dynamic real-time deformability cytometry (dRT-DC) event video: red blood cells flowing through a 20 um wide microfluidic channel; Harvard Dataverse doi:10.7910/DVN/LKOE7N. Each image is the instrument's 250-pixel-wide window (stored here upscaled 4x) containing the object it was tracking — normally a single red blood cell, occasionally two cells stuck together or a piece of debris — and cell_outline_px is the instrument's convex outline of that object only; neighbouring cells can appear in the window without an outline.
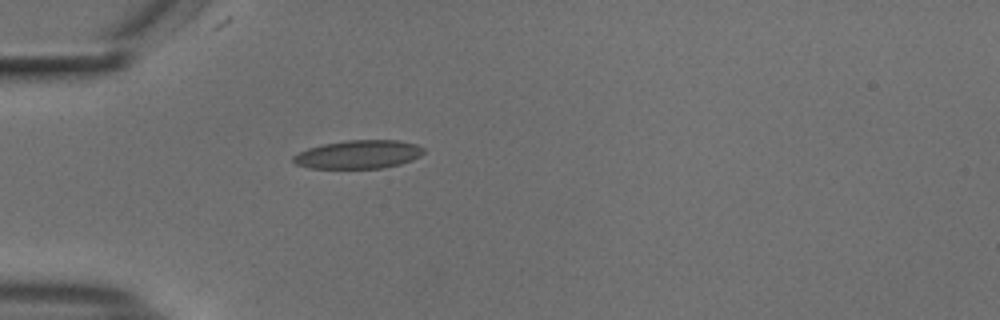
{"species": "common noctule bat (a hibernating species)", "species_latin": "Nyctalus noctula", "temperature_condition": "cold", "stored_images_in_passage": 39, "camera_frame_rate_fps": 3000, "um_per_image_px": 0.085, "animal": {"sex": "male", "body_mass_g": 18.8}, "frame": {"image": 1, "passage_image": 1, "time_ms": 0.0, "image_size_px": [1000, 320], "cell_outline_px": [[424, 152], [420, 156], [412, 160], [400, 164], [380, 168], [308, 168], [296, 164], [292, 160], [292, 156], [308, 148], [320, 144], [344, 140], [400, 140], [416, 144], [424, 148]], "centroid_in_image_um": [30.46, 13.11], "position_along_channel_um": 54.5, "area_um2": 21.73}}
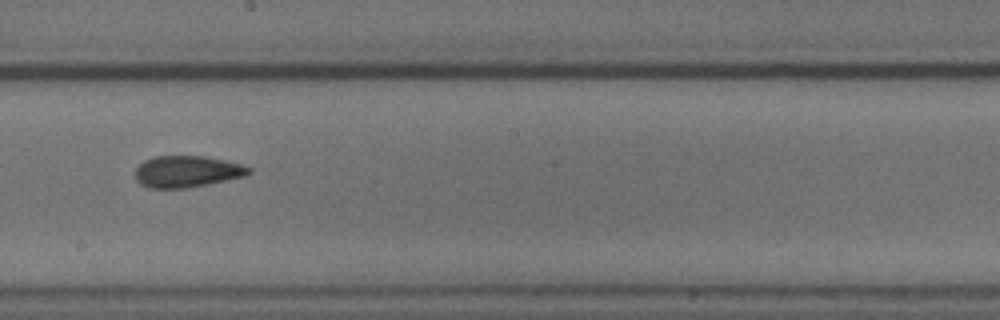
{"frame": {"image": 2, "passage_image": 16, "time_ms": 5.0, "image_size_px": [1000, 320], "cell_outline_px": [[252, 172], [244, 176], [208, 184], [184, 188], [148, 188], [140, 184], [136, 180], [136, 168], [144, 160], [156, 156], [204, 156], [224, 160], [240, 164], [252, 168]], "centroid_in_image_um": [15.88, 14.58], "position_along_channel_um": 232.3, "area_um2": 20.81}}
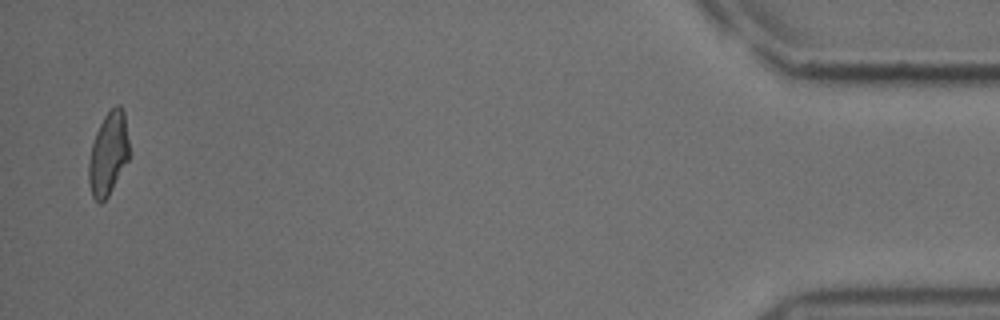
{"frame": {"image": 3, "passage_image": 38, "time_ms": 12.333, "image_size_px": [1000, 320], "cell_outline_px": [[128, 160], [108, 196], [100, 204], [92, 196], [88, 180], [88, 164], [92, 144], [96, 132], [104, 116], [116, 104], [120, 104], [124, 112], [128, 140]], "centroid_in_image_um": [9.19, 13.07], "position_along_channel_um": 426.0, "area_um2": 19.36}}